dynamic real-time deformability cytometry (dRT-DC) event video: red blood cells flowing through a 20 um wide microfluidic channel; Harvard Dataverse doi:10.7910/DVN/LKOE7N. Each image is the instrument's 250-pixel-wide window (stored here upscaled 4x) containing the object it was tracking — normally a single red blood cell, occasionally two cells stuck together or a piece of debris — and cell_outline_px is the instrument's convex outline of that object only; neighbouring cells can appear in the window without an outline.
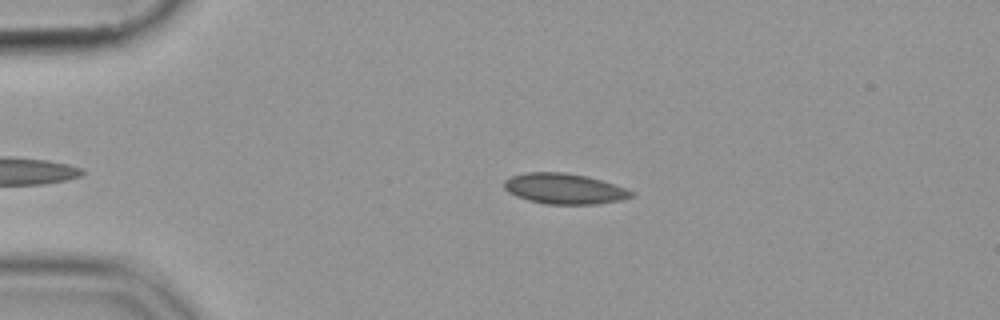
{"species": "common noctule bat (a hibernating species)", "species_latin": "Nyctalus noctula", "temperature_condition": "cold", "stored_images_in_passage": 41, "camera_frame_rate_fps": 3000, "um_per_image_px": 0.085, "animal": {"sex": "female", "body_mass_g": 19.9}, "frame": {"image": 1, "passage_image": 5, "time_ms": 1.333, "image_size_px": [1000, 320], "cell_outline_px": [[632, 196], [620, 200], [596, 204], [548, 204], [528, 200], [516, 196], [508, 192], [504, 188], [504, 180], [512, 176], [528, 172], [564, 172], [588, 176], [624, 188], [632, 192]], "centroid_in_image_um": [47.91, 16.04], "position_along_channel_um": 37.1, "area_um2": 22.37}}
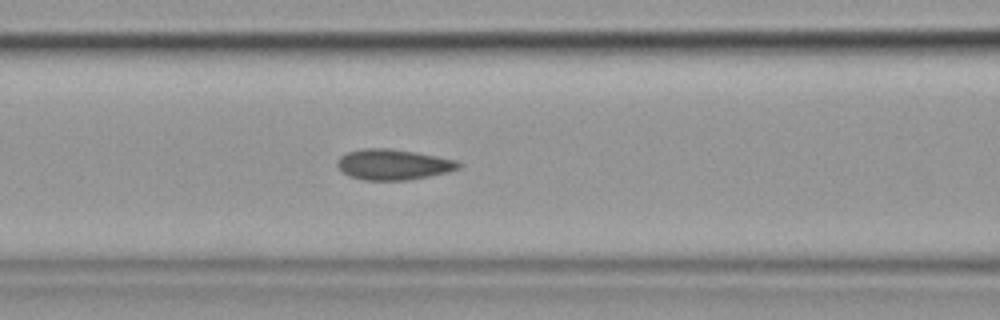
{"frame": {"image": 2, "passage_image": 16, "time_ms": 5.0, "image_size_px": [1000, 320], "cell_outline_px": [[460, 168], [448, 172], [408, 180], [364, 180], [348, 176], [336, 164], [336, 160], [340, 156], [348, 152], [364, 148], [392, 148], [416, 152], [456, 160], [460, 164]], "centroid_in_image_um": [33.4, 13.98], "position_along_channel_um": 133.2, "area_um2": 21.62}}
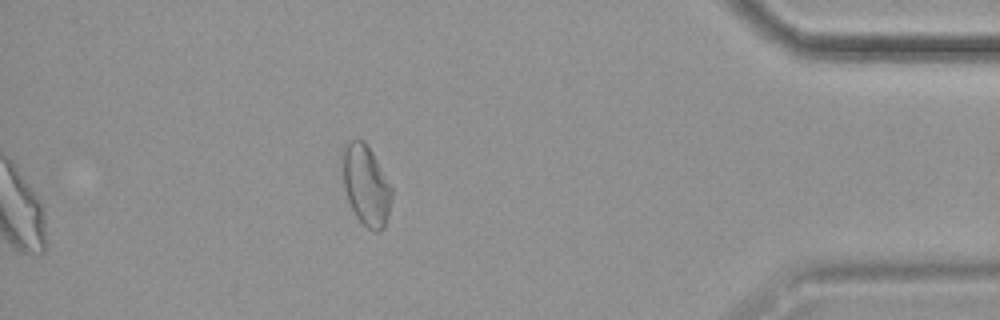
{"frame": {"image": 3, "passage_image": 41, "time_ms": 13.333, "image_size_px": [1000, 320], "cell_outline_px": [[392, 196], [388, 216], [384, 228], [380, 232], [372, 232], [356, 216], [348, 200], [344, 188], [340, 148], [352, 140], [364, 140], [368, 144], [392, 188]], "centroid_in_image_um": [31.09, 15.72], "position_along_channel_um": 404.1, "area_um2": 23.29}}